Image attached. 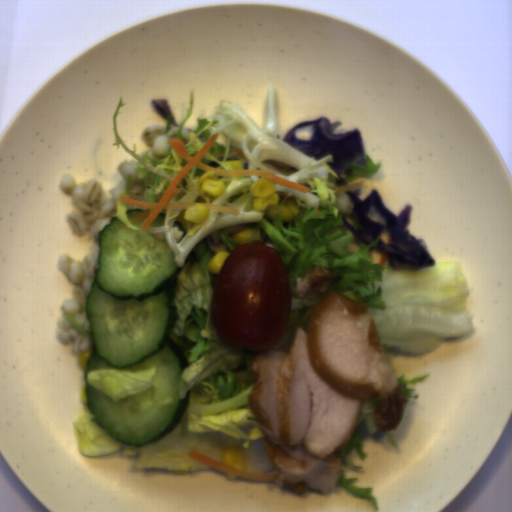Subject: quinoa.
<instances>
[{"instance_id":"quinoa-3","label":"quinoa","mask_w":512,"mask_h":512,"mask_svg":"<svg viewBox=\"0 0 512 512\" xmlns=\"http://www.w3.org/2000/svg\"><path fill=\"white\" fill-rule=\"evenodd\" d=\"M335 204L340 213L345 215L351 214L354 208V202L351 201V197L344 192L337 195Z\"/></svg>"},{"instance_id":"quinoa-1","label":"quinoa","mask_w":512,"mask_h":512,"mask_svg":"<svg viewBox=\"0 0 512 512\" xmlns=\"http://www.w3.org/2000/svg\"><path fill=\"white\" fill-rule=\"evenodd\" d=\"M140 163L134 158L119 164L121 180L115 187H111L109 198H105L102 183L98 179L89 178L77 184L74 173L66 172L61 176L62 192L69 194L81 210V213L73 211L67 214L65 218L67 227L77 237L90 232L88 241L92 242L83 261H78L68 254L60 256L57 261L58 270L66 274L74 289L72 298L62 302L61 308L65 315L57 321L55 336L66 345L70 340L73 341L71 353L88 351L94 341L92 335L85 333L67 320V316L74 314L76 324H84L85 330L91 332V320L81 304L88 300L92 285L96 281V271L100 267V232L118 213V200L126 188L129 177V199L145 202L148 201L147 192L149 195L153 193L152 187L147 186L145 180H139L137 167Z\"/></svg>"},{"instance_id":"quinoa-2","label":"quinoa","mask_w":512,"mask_h":512,"mask_svg":"<svg viewBox=\"0 0 512 512\" xmlns=\"http://www.w3.org/2000/svg\"><path fill=\"white\" fill-rule=\"evenodd\" d=\"M167 132L166 125L152 124L147 126L141 134V140L151 149L147 152V157L161 160L170 153L168 141L178 139V129L180 126L171 125Z\"/></svg>"}]
</instances>
